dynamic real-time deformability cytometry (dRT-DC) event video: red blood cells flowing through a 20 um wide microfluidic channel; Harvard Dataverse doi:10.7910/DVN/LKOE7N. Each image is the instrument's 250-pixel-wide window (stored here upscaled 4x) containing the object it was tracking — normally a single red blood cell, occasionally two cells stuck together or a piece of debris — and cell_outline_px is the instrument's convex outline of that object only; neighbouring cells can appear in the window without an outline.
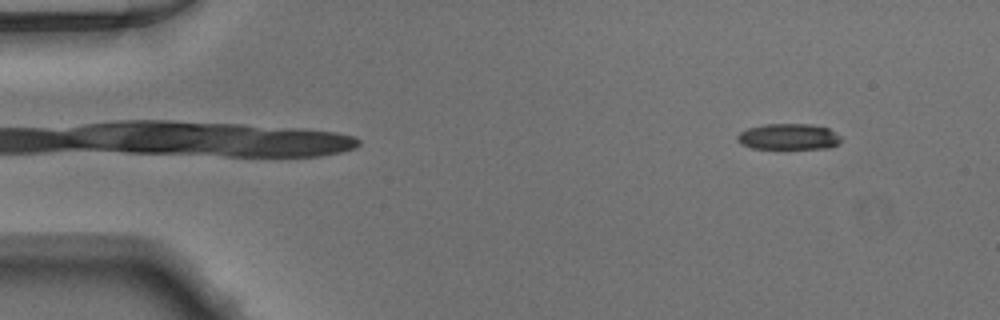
{"species": "Egyptian fruit bat (a non-hibernating species)", "species_latin": "Rousettus aegyptiacus", "temperature_condition": "warm", "stored_images_in_passage": 49, "camera_frame_rate_fps": 3000, "um_per_image_px": 0.085, "animal": {"sex": "male"}, "frame": {"image": 1, "passage_image": 5, "time_ms": 1.333, "image_size_px": [1000, 320], "cell_outline_px": [[840, 140], [836, 144], [828, 148], [752, 148], [740, 144], [736, 140], [736, 136], [740, 132], [748, 128], [764, 124], [808, 124], [828, 128], [840, 136]], "centroid_in_image_um": [66.97, 11.61], "position_along_channel_um": 18.0, "area_um2": 15.55}}
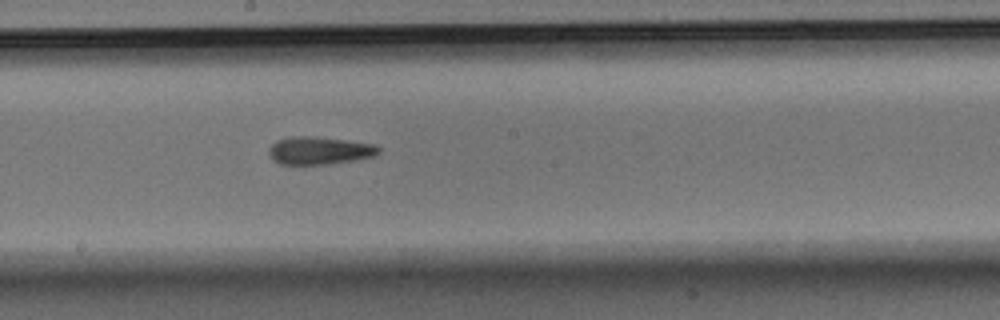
{"frame": {"image": 2, "passage_image": 27, "time_ms": 8.667, "image_size_px": [1000, 320], "cell_outline_px": [[380, 152], [372, 156], [352, 160], [328, 164], [280, 164], [272, 160], [268, 152], [268, 148], [276, 140], [292, 136], [312, 136], [376, 144], [380, 148]], "centroid_in_image_um": [27.1, 12.79], "position_along_channel_um": 221.1, "area_um2": 17.69}}
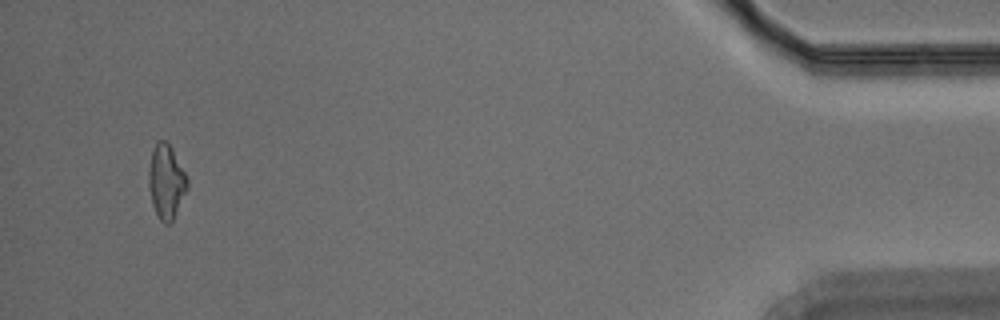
{"frame": {"image": 3, "passage_image": 47, "time_ms": 15.333, "image_size_px": [1000, 320], "cell_outline_px": [[188, 188], [172, 220], [168, 224], [164, 224], [160, 220], [152, 204], [148, 184], [148, 172], [152, 152], [156, 144], [160, 140], [168, 140], [188, 180]], "centroid_in_image_um": [14.12, 15.43], "position_along_channel_um": 421.1, "area_um2": 16.47}}